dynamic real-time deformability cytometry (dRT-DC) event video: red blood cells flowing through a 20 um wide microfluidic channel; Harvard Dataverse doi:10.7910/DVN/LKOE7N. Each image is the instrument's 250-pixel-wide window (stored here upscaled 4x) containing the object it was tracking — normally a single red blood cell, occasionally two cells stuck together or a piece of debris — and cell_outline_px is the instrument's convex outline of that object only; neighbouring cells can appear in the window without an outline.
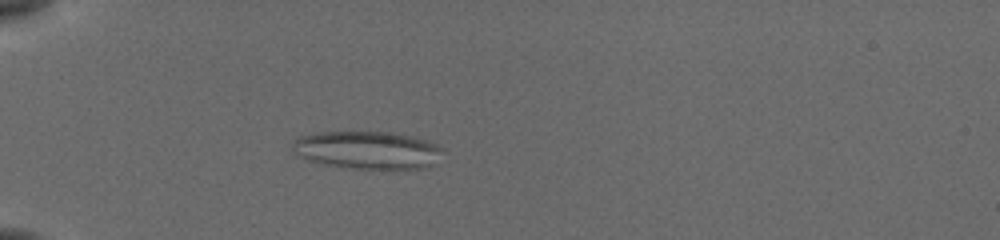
{"species": "common noctule bat (a hibernating species)", "species_latin": "Nyctalus noctula", "temperature_condition": "cold", "stored_images_in_passage": 41, "camera_frame_rate_fps": 3000, "um_per_image_px": 0.085, "animal": {"sex": "female", "body_mass_g": 19.5, "forearm_length_mm": 54.1}, "frame": {"image": 1, "passage_image": 4, "time_ms": 1.0, "image_size_px": [1000, 240], "cell_outline_px": [[444, 148], [432, 164], [424, 168], [352, 168], [324, 164], [308, 160], [300, 156], [292, 148], [292, 144], [300, 136], [320, 132], [388, 132], [412, 136], [428, 140]], "centroid_in_image_um": [31.23, 12.74], "position_along_channel_um": 53.8, "area_um2": 32.6}}
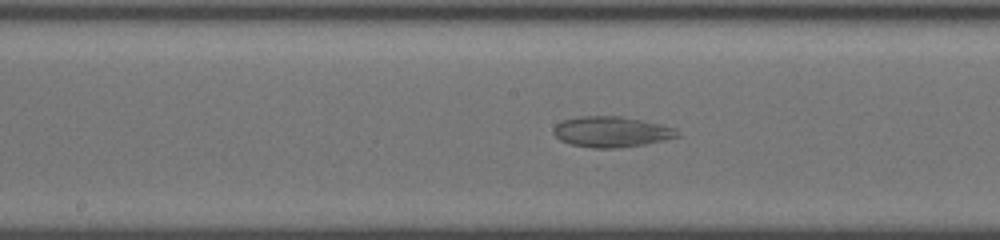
{"frame": {"image": 2, "passage_image": 17, "time_ms": 5.333, "image_size_px": [1000, 240], "cell_outline_px": [[680, 136], [664, 140], [644, 144], [620, 148], [592, 148], [572, 144], [560, 140], [552, 132], [552, 128], [556, 124], [564, 120], [576, 116], [620, 116], [660, 124], [676, 128], [680, 132]], "centroid_in_image_um": [51.97, 11.2], "position_along_channel_um": 196.2, "area_um2": 22.2}}
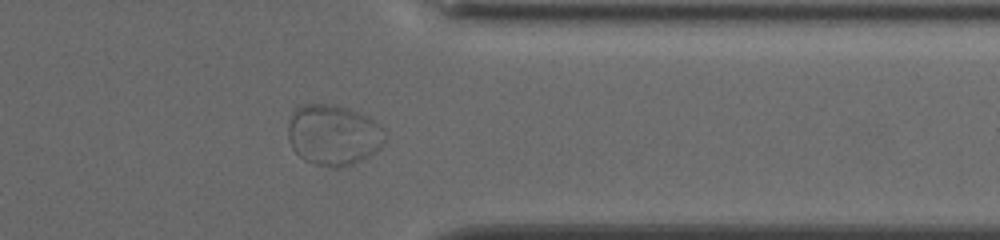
{"frame": {"image": 3, "passage_image": 32, "time_ms": 10.333, "image_size_px": [1000, 240], "cell_outline_px": [[384, 140], [380, 148], [368, 156], [344, 168], [332, 168], [312, 164], [304, 160], [292, 148], [288, 140], [288, 124], [292, 108], [300, 104], [336, 104], [348, 108], [368, 116], [384, 128]], "centroid_in_image_um": [28.29, 11.46], "position_along_channel_um": 383.1, "area_um2": 34.85}}